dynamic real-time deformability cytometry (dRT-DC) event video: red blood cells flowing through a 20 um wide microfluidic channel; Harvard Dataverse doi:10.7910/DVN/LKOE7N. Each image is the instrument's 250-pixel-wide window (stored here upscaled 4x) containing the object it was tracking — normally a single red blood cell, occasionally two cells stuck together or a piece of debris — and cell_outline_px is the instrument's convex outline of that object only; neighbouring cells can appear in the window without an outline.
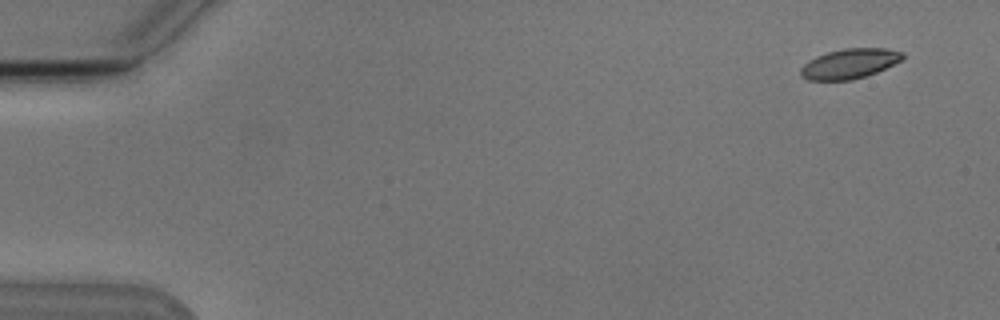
{"species": "Egyptian fruit bat (a non-hibernating species)", "species_latin": "Rousettus aegyptiacus", "temperature_condition": "cold", "stored_images_in_passage": 4, "camera_frame_rate_fps": 3000, "um_per_image_px": 0.085, "animal": {"sex": "male"}, "frame": {"image": 1, "passage_image": 1, "time_ms": 0.0, "image_size_px": [1000, 320], "cell_outline_px": [[904, 56], [900, 60], [876, 72], [852, 80], [808, 80], [800, 76], [800, 68], [804, 64], [816, 56], [828, 52], [844, 48], [884, 48], [904, 52]], "centroid_in_image_um": [72.17, 5.41], "position_along_channel_um": 12.8, "area_um2": 17.57}}